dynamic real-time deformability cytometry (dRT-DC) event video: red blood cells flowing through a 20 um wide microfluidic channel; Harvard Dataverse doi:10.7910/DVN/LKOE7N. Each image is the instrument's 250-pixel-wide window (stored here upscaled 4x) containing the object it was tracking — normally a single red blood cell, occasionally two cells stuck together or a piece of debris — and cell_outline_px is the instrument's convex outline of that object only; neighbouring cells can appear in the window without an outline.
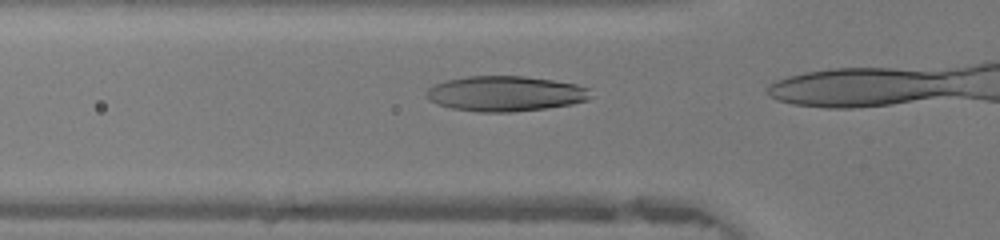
{"species": "human", "species_latin": "Homo sapiens", "temperature_condition": "warm", "stored_images_in_passage": 4, "camera_frame_rate_fps": 3000, "um_per_image_px": 0.085, "donor": {"sex": "female"}, "frame": {"image": 1, "passage_image": 2, "time_ms": 0.333, "image_size_px": [1000, 240], "cell_outline_px": [[588, 100], [572, 104], [548, 108], [512, 112], [476, 112], [452, 108], [436, 104], [428, 100], [424, 96], [424, 92], [428, 88], [444, 80], [468, 76], [524, 76], [552, 80], [576, 84], [588, 88]], "centroid_in_image_um": [42.88, 7.96], "position_along_channel_um": 82.9, "area_um2": 33.93}}